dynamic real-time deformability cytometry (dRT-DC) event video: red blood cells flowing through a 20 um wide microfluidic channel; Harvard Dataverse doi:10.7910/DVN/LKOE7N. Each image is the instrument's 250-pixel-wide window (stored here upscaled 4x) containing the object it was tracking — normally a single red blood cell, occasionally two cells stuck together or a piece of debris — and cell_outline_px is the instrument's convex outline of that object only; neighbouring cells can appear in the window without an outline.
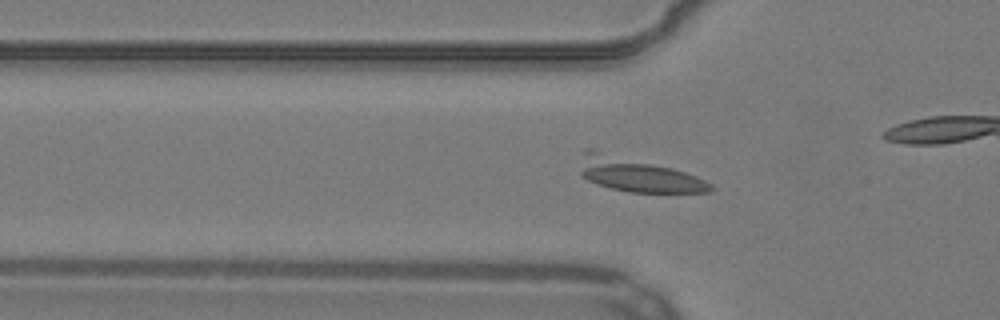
{"species": "common noctule bat (a hibernating species)", "species_latin": "Nyctalus noctula", "temperature_condition": "warm", "stored_images_in_passage": 32, "camera_frame_rate_fps": 3000, "um_per_image_px": 0.085, "animal": {"sex": "male", "body_mass_g": 19.2, "forearm_length_mm": 51.8}, "frame": {"image": 1, "passage_image": 17, "time_ms": 5.333, "image_size_px": [1000, 320], "cell_outline_px": [[716, 188], [712, 192], [628, 192], [596, 184], [580, 176], [580, 172], [584, 148], [596, 148], [672, 168], [696, 176], [712, 184]], "centroid_in_image_um": [54.15, 14.82], "position_along_channel_um": 71.6, "area_um2": 26.07}}
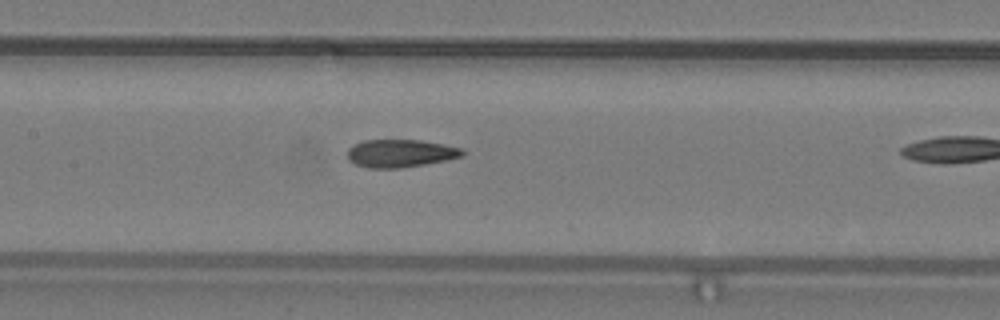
{"frame": {"image": 2, "passage_image": 25, "time_ms": 8.0, "image_size_px": [1000, 320], "cell_outline_px": [[464, 156], [448, 160], [400, 168], [368, 168], [356, 164], [348, 160], [348, 148], [364, 140], [420, 140], [444, 144], [464, 148]], "centroid_in_image_um": [34.07, 13.03], "position_along_channel_um": 173.3, "area_um2": 18.73}}
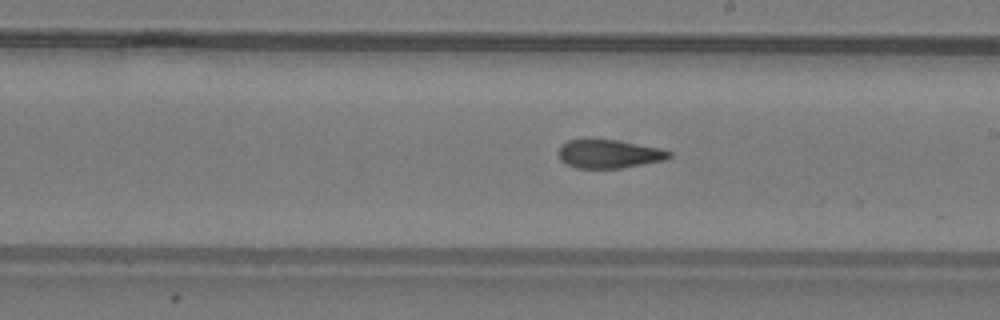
{"frame": {"image": 3, "passage_image": 30, "time_ms": 9.667, "image_size_px": [1000, 320], "cell_outline_px": [[672, 156], [664, 160], [620, 168], [576, 168], [560, 160], [560, 144], [568, 140], [616, 140], [660, 148], [672, 152]], "centroid_in_image_um": [51.78, 13.08], "position_along_channel_um": 237.2, "area_um2": 18.09}}